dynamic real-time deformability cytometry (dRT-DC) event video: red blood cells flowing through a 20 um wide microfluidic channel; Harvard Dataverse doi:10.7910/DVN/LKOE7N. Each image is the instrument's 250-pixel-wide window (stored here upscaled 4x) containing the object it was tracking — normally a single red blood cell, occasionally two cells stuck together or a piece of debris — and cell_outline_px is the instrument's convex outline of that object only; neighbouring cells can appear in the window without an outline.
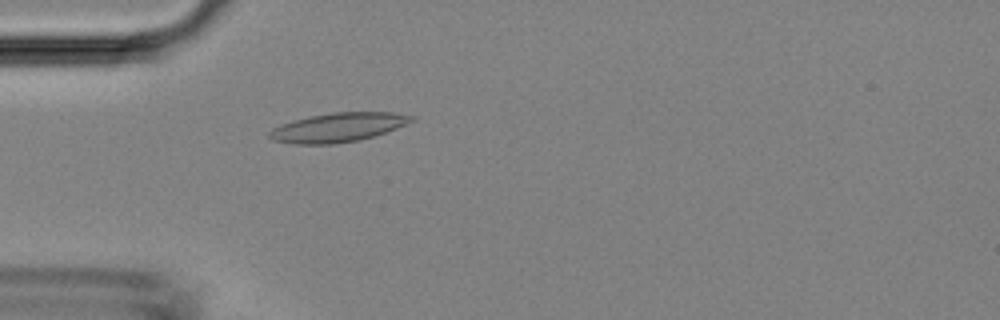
{"species": "Egyptian fruit bat (a non-hibernating species)", "species_latin": "Rousettus aegyptiacus", "temperature_condition": "room temperature", "stored_images_in_passage": 48, "camera_frame_rate_fps": 3000, "um_per_image_px": 0.085, "animal": {"sex": "female"}, "frame": {"image": 1, "passage_image": 14, "time_ms": 4.333, "image_size_px": [1000, 320], "cell_outline_px": [[416, 120], [408, 124], [360, 140], [336, 144], [292, 144], [272, 140], [268, 136], [268, 132], [272, 128], [280, 124], [308, 116], [332, 112], [392, 112], [416, 116]], "centroid_in_image_um": [28.72, 10.82], "position_along_channel_um": 56.3, "area_um2": 24.33}}
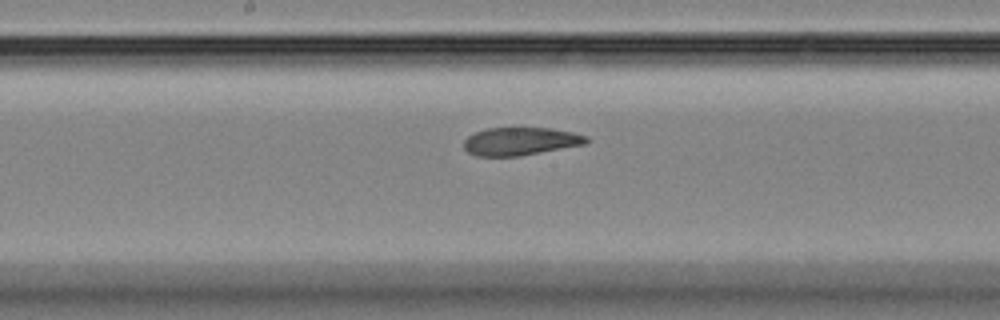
{"frame": {"image": 2, "passage_image": 25, "time_ms": 8.0, "image_size_px": [1000, 320], "cell_outline_px": [[592, 140], [588, 144], [520, 156], [476, 156], [468, 152], [464, 148], [464, 140], [468, 136], [476, 132], [488, 128], [552, 128], [572, 132], [588, 136]], "centroid_in_image_um": [44.3, 12.01], "position_along_channel_um": 203.9, "area_um2": 20.17}}
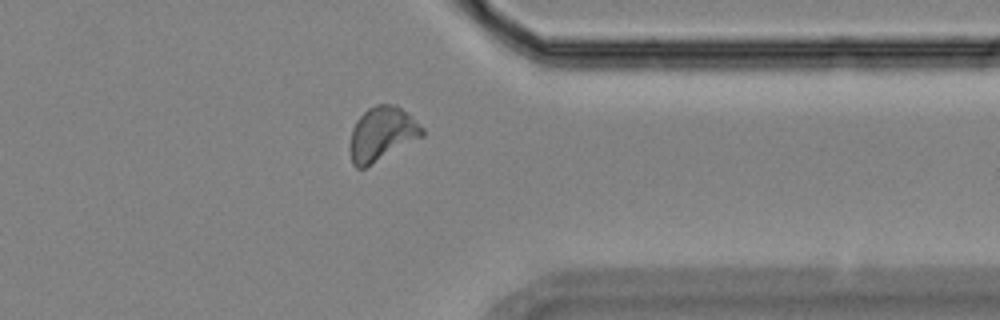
{"frame": {"image": 3, "passage_image": 38, "time_ms": 12.333, "image_size_px": [1000, 320], "cell_outline_px": [[424, 136], [364, 168], [356, 168], [352, 164], [348, 148], [348, 144], [352, 128], [356, 120], [368, 108], [376, 104], [396, 104], [424, 128]], "centroid_in_image_um": [32.42, 11.39], "position_along_channel_um": 379.0, "area_um2": 22.89}}